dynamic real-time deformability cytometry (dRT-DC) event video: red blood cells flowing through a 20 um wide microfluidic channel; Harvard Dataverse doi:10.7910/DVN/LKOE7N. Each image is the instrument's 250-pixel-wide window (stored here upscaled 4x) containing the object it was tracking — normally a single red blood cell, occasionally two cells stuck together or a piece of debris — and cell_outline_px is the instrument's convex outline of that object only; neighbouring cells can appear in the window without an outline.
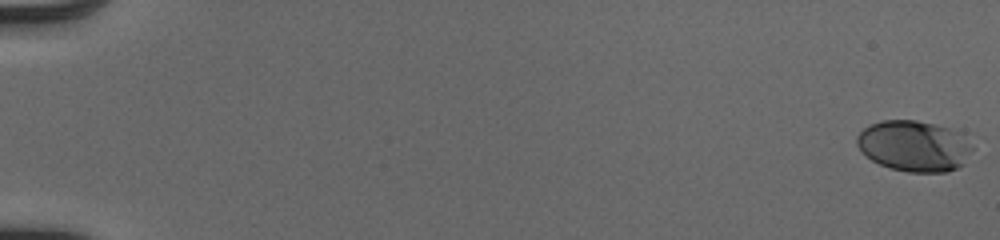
{"species": "human", "species_latin": "Homo sapiens", "temperature_condition": "cold", "stored_images_in_passage": 53, "camera_frame_rate_fps": 3000, "um_per_image_px": 0.085, "donor": {"sex": "male"}, "frame": {"image": 1, "passage_image": 1, "time_ms": 0.0, "image_size_px": [1000, 240], "cell_outline_px": [[972, 152], [964, 164], [948, 172], [908, 172], [892, 168], [880, 164], [872, 160], [856, 144], [856, 136], [868, 124], [880, 120], [916, 120], [964, 132], [972, 148]], "centroid_in_image_um": [77.72, 12.4], "position_along_channel_um": 7.3, "area_um2": 34.39}}
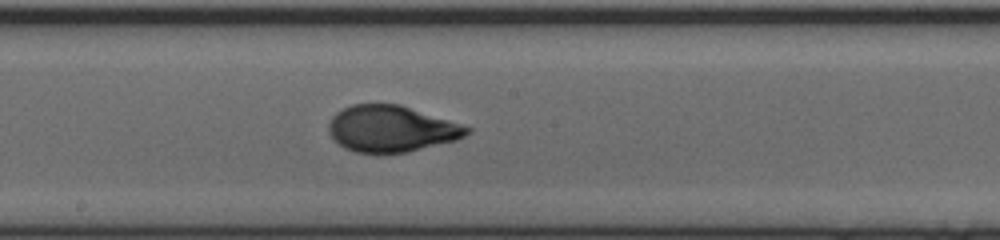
{"frame": {"image": 2, "passage_image": 31, "time_ms": 10.0, "image_size_px": [1000, 240], "cell_outline_px": [[472, 132], [456, 140], [408, 152], [356, 152], [344, 148], [328, 132], [328, 124], [332, 116], [336, 112], [352, 104], [400, 104], [472, 128]], "centroid_in_image_um": [33.26, 10.94], "position_along_channel_um": 214.9, "area_um2": 36.99}}
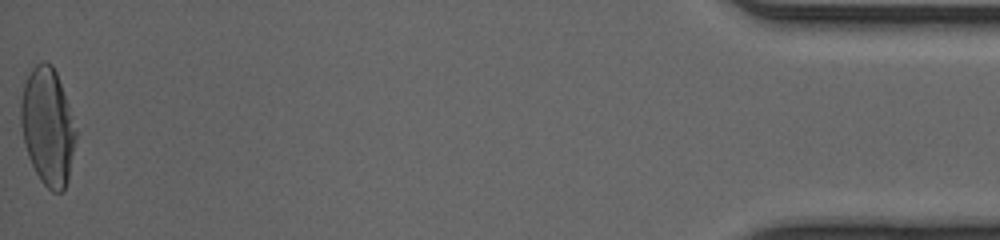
{"frame": {"image": 3, "passage_image": 53, "time_ms": 17.333, "image_size_px": [1000, 240], "cell_outline_px": [[76, 140], [68, 180], [64, 188], [60, 192], [52, 192], [40, 180], [28, 156], [20, 124], [20, 100], [24, 84], [32, 68], [40, 60], [44, 60], [52, 64], [56, 72], [76, 132]], "centroid_in_image_um": [4.03, 10.76], "position_along_channel_um": 431.2, "area_um2": 37.17}, "authors_computed_cell_mechanics": {"area_um2": 36.0094, "velocity_mm_per_s": 4.1269, "shape_relaxation_time_tau1_ms": 5.148, "shape_relaxation_time_tau2_ms": null, "deformation_change_tau1": 0.2049, "deformation_change_tau2": null}}